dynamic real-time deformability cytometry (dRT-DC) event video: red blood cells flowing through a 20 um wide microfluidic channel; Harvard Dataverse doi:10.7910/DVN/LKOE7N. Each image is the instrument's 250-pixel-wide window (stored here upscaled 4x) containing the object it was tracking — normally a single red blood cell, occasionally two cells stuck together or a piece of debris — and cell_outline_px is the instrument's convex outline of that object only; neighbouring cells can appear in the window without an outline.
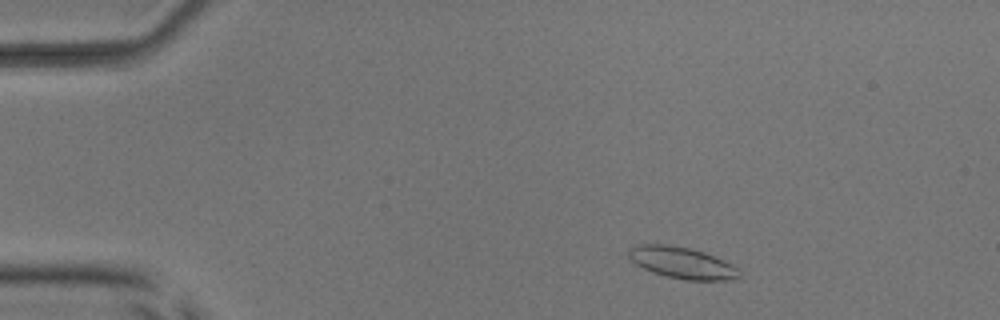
{"species": "common noctule bat (a hibernating species)", "species_latin": "Nyctalus noctula", "temperature_condition": "room temperature", "stored_images_in_passage": 4, "camera_frame_rate_fps": 3000, "um_per_image_px": 0.085, "animal": {"sex": "male", "body_mass_g": 17.9, "forearm_length_mm": 54.2}, "frame": {"image": 1, "passage_image": 2, "time_ms": 1.333, "image_size_px": [1000, 320], "cell_outline_px": [[740, 276], [736, 280], [684, 280], [652, 272], [636, 264], [628, 256], [628, 248], [640, 244], [668, 244], [688, 248], [704, 252], [724, 260], [732, 264], [740, 272]], "centroid_in_image_um": [57.98, 22.33], "position_along_channel_um": 27.0, "area_um2": 20.29}}